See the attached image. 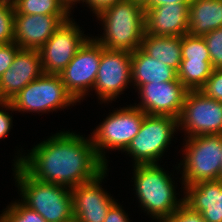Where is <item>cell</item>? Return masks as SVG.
Returning a JSON list of instances; mask_svg holds the SVG:
<instances>
[{"instance_id":"cell-1","label":"cell","mask_w":222,"mask_h":222,"mask_svg":"<svg viewBox=\"0 0 222 222\" xmlns=\"http://www.w3.org/2000/svg\"><path fill=\"white\" fill-rule=\"evenodd\" d=\"M80 134L59 130L27 150L28 153H23L22 147L18 149L12 163L44 183L69 188L87 183L108 166L96 153L90 134L88 137Z\"/></svg>"},{"instance_id":"cell-2","label":"cell","mask_w":222,"mask_h":222,"mask_svg":"<svg viewBox=\"0 0 222 222\" xmlns=\"http://www.w3.org/2000/svg\"><path fill=\"white\" fill-rule=\"evenodd\" d=\"M95 16L104 31L94 39L104 48L129 53L140 48L145 34L143 0H121Z\"/></svg>"},{"instance_id":"cell-3","label":"cell","mask_w":222,"mask_h":222,"mask_svg":"<svg viewBox=\"0 0 222 222\" xmlns=\"http://www.w3.org/2000/svg\"><path fill=\"white\" fill-rule=\"evenodd\" d=\"M132 173L135 197L152 221L164 222L184 203V192L177 196L174 175L160 164L134 165Z\"/></svg>"},{"instance_id":"cell-4","label":"cell","mask_w":222,"mask_h":222,"mask_svg":"<svg viewBox=\"0 0 222 222\" xmlns=\"http://www.w3.org/2000/svg\"><path fill=\"white\" fill-rule=\"evenodd\" d=\"M13 178L21 201L46 222H62L73 216L71 188L44 183L31 177L19 164H12Z\"/></svg>"},{"instance_id":"cell-5","label":"cell","mask_w":222,"mask_h":222,"mask_svg":"<svg viewBox=\"0 0 222 222\" xmlns=\"http://www.w3.org/2000/svg\"><path fill=\"white\" fill-rule=\"evenodd\" d=\"M180 148L183 159L177 170H181V190L185 185L217 180L221 170L222 134L201 135L183 138ZM183 149V150H182Z\"/></svg>"},{"instance_id":"cell-6","label":"cell","mask_w":222,"mask_h":222,"mask_svg":"<svg viewBox=\"0 0 222 222\" xmlns=\"http://www.w3.org/2000/svg\"><path fill=\"white\" fill-rule=\"evenodd\" d=\"M145 115L134 104L122 108L120 106L119 109L110 111L90 133L96 153L107 166V152L118 150L122 153L139 132Z\"/></svg>"},{"instance_id":"cell-7","label":"cell","mask_w":222,"mask_h":222,"mask_svg":"<svg viewBox=\"0 0 222 222\" xmlns=\"http://www.w3.org/2000/svg\"><path fill=\"white\" fill-rule=\"evenodd\" d=\"M176 132L177 118L146 114L139 132L123 153L131 157V166L159 164Z\"/></svg>"},{"instance_id":"cell-8","label":"cell","mask_w":222,"mask_h":222,"mask_svg":"<svg viewBox=\"0 0 222 222\" xmlns=\"http://www.w3.org/2000/svg\"><path fill=\"white\" fill-rule=\"evenodd\" d=\"M15 113L43 115L77 105L58 74L43 73L9 101ZM17 111V112H16Z\"/></svg>"},{"instance_id":"cell-9","label":"cell","mask_w":222,"mask_h":222,"mask_svg":"<svg viewBox=\"0 0 222 222\" xmlns=\"http://www.w3.org/2000/svg\"><path fill=\"white\" fill-rule=\"evenodd\" d=\"M177 123L184 138L222 134V102L200 90L188 91Z\"/></svg>"},{"instance_id":"cell-10","label":"cell","mask_w":222,"mask_h":222,"mask_svg":"<svg viewBox=\"0 0 222 222\" xmlns=\"http://www.w3.org/2000/svg\"><path fill=\"white\" fill-rule=\"evenodd\" d=\"M131 81V53L110 50L102 46V55L93 90L100 104L119 99Z\"/></svg>"},{"instance_id":"cell-11","label":"cell","mask_w":222,"mask_h":222,"mask_svg":"<svg viewBox=\"0 0 222 222\" xmlns=\"http://www.w3.org/2000/svg\"><path fill=\"white\" fill-rule=\"evenodd\" d=\"M73 16L54 32L47 42L38 50L43 72L60 74L70 63L83 44L90 38L84 34Z\"/></svg>"},{"instance_id":"cell-12","label":"cell","mask_w":222,"mask_h":222,"mask_svg":"<svg viewBox=\"0 0 222 222\" xmlns=\"http://www.w3.org/2000/svg\"><path fill=\"white\" fill-rule=\"evenodd\" d=\"M90 36L59 74L67 91L79 103L92 95L90 91H93L102 55V45Z\"/></svg>"},{"instance_id":"cell-13","label":"cell","mask_w":222,"mask_h":222,"mask_svg":"<svg viewBox=\"0 0 222 222\" xmlns=\"http://www.w3.org/2000/svg\"><path fill=\"white\" fill-rule=\"evenodd\" d=\"M136 91L140 102L134 106L145 114L178 118L189 90L176 79L143 84Z\"/></svg>"},{"instance_id":"cell-14","label":"cell","mask_w":222,"mask_h":222,"mask_svg":"<svg viewBox=\"0 0 222 222\" xmlns=\"http://www.w3.org/2000/svg\"><path fill=\"white\" fill-rule=\"evenodd\" d=\"M109 168L95 179L71 188L73 216L80 222H104L110 207L117 201L102 188ZM104 180V181H103Z\"/></svg>"},{"instance_id":"cell-15","label":"cell","mask_w":222,"mask_h":222,"mask_svg":"<svg viewBox=\"0 0 222 222\" xmlns=\"http://www.w3.org/2000/svg\"><path fill=\"white\" fill-rule=\"evenodd\" d=\"M71 16L15 14L14 42L20 49L39 50Z\"/></svg>"},{"instance_id":"cell-16","label":"cell","mask_w":222,"mask_h":222,"mask_svg":"<svg viewBox=\"0 0 222 222\" xmlns=\"http://www.w3.org/2000/svg\"><path fill=\"white\" fill-rule=\"evenodd\" d=\"M43 73L39 51L20 49L11 67L0 77V101L9 102Z\"/></svg>"},{"instance_id":"cell-17","label":"cell","mask_w":222,"mask_h":222,"mask_svg":"<svg viewBox=\"0 0 222 222\" xmlns=\"http://www.w3.org/2000/svg\"><path fill=\"white\" fill-rule=\"evenodd\" d=\"M190 3H171L145 8V33L156 36H178L188 33Z\"/></svg>"},{"instance_id":"cell-18","label":"cell","mask_w":222,"mask_h":222,"mask_svg":"<svg viewBox=\"0 0 222 222\" xmlns=\"http://www.w3.org/2000/svg\"><path fill=\"white\" fill-rule=\"evenodd\" d=\"M184 203L201 213L206 222H222V181L217 179L185 185Z\"/></svg>"},{"instance_id":"cell-19","label":"cell","mask_w":222,"mask_h":222,"mask_svg":"<svg viewBox=\"0 0 222 222\" xmlns=\"http://www.w3.org/2000/svg\"><path fill=\"white\" fill-rule=\"evenodd\" d=\"M177 71L167 64L147 55L141 48L131 53L132 88L137 90L147 83L175 81Z\"/></svg>"},{"instance_id":"cell-20","label":"cell","mask_w":222,"mask_h":222,"mask_svg":"<svg viewBox=\"0 0 222 222\" xmlns=\"http://www.w3.org/2000/svg\"><path fill=\"white\" fill-rule=\"evenodd\" d=\"M188 27L192 36H203L222 27V0H191Z\"/></svg>"},{"instance_id":"cell-21","label":"cell","mask_w":222,"mask_h":222,"mask_svg":"<svg viewBox=\"0 0 222 222\" xmlns=\"http://www.w3.org/2000/svg\"><path fill=\"white\" fill-rule=\"evenodd\" d=\"M140 48L150 57L178 71L182 61V36H156L145 33Z\"/></svg>"},{"instance_id":"cell-22","label":"cell","mask_w":222,"mask_h":222,"mask_svg":"<svg viewBox=\"0 0 222 222\" xmlns=\"http://www.w3.org/2000/svg\"><path fill=\"white\" fill-rule=\"evenodd\" d=\"M213 70L211 61H181L177 77L189 91L200 90Z\"/></svg>"},{"instance_id":"cell-23","label":"cell","mask_w":222,"mask_h":222,"mask_svg":"<svg viewBox=\"0 0 222 222\" xmlns=\"http://www.w3.org/2000/svg\"><path fill=\"white\" fill-rule=\"evenodd\" d=\"M15 14L72 15L61 0H15Z\"/></svg>"},{"instance_id":"cell-24","label":"cell","mask_w":222,"mask_h":222,"mask_svg":"<svg viewBox=\"0 0 222 222\" xmlns=\"http://www.w3.org/2000/svg\"><path fill=\"white\" fill-rule=\"evenodd\" d=\"M0 222H46L36 211L26 206L20 198L10 202L0 214Z\"/></svg>"},{"instance_id":"cell-25","label":"cell","mask_w":222,"mask_h":222,"mask_svg":"<svg viewBox=\"0 0 222 222\" xmlns=\"http://www.w3.org/2000/svg\"><path fill=\"white\" fill-rule=\"evenodd\" d=\"M182 61H211L203 36H182Z\"/></svg>"},{"instance_id":"cell-26","label":"cell","mask_w":222,"mask_h":222,"mask_svg":"<svg viewBox=\"0 0 222 222\" xmlns=\"http://www.w3.org/2000/svg\"><path fill=\"white\" fill-rule=\"evenodd\" d=\"M14 16L13 2H0V45L14 42Z\"/></svg>"},{"instance_id":"cell-27","label":"cell","mask_w":222,"mask_h":222,"mask_svg":"<svg viewBox=\"0 0 222 222\" xmlns=\"http://www.w3.org/2000/svg\"><path fill=\"white\" fill-rule=\"evenodd\" d=\"M207 44L211 65L214 69H222V27L203 35Z\"/></svg>"},{"instance_id":"cell-28","label":"cell","mask_w":222,"mask_h":222,"mask_svg":"<svg viewBox=\"0 0 222 222\" xmlns=\"http://www.w3.org/2000/svg\"><path fill=\"white\" fill-rule=\"evenodd\" d=\"M200 91L211 99L222 102V69H214Z\"/></svg>"},{"instance_id":"cell-29","label":"cell","mask_w":222,"mask_h":222,"mask_svg":"<svg viewBox=\"0 0 222 222\" xmlns=\"http://www.w3.org/2000/svg\"><path fill=\"white\" fill-rule=\"evenodd\" d=\"M164 222H206L201 213L193 211L188 205L183 203Z\"/></svg>"},{"instance_id":"cell-30","label":"cell","mask_w":222,"mask_h":222,"mask_svg":"<svg viewBox=\"0 0 222 222\" xmlns=\"http://www.w3.org/2000/svg\"><path fill=\"white\" fill-rule=\"evenodd\" d=\"M4 108V109H3ZM7 111V112H6ZM14 109L10 102L0 101V140L8 136V133L13 129V114Z\"/></svg>"},{"instance_id":"cell-31","label":"cell","mask_w":222,"mask_h":222,"mask_svg":"<svg viewBox=\"0 0 222 222\" xmlns=\"http://www.w3.org/2000/svg\"><path fill=\"white\" fill-rule=\"evenodd\" d=\"M19 50L20 48L15 42L0 45V77L11 67L13 59Z\"/></svg>"},{"instance_id":"cell-32","label":"cell","mask_w":222,"mask_h":222,"mask_svg":"<svg viewBox=\"0 0 222 222\" xmlns=\"http://www.w3.org/2000/svg\"><path fill=\"white\" fill-rule=\"evenodd\" d=\"M118 200L110 207L106 214L104 222H130L128 213L124 210L123 206L119 204Z\"/></svg>"},{"instance_id":"cell-33","label":"cell","mask_w":222,"mask_h":222,"mask_svg":"<svg viewBox=\"0 0 222 222\" xmlns=\"http://www.w3.org/2000/svg\"><path fill=\"white\" fill-rule=\"evenodd\" d=\"M118 1L121 0H85V3L82 4L88 7L90 9V12L92 11V16H94V14L96 15L105 7L111 6Z\"/></svg>"},{"instance_id":"cell-34","label":"cell","mask_w":222,"mask_h":222,"mask_svg":"<svg viewBox=\"0 0 222 222\" xmlns=\"http://www.w3.org/2000/svg\"><path fill=\"white\" fill-rule=\"evenodd\" d=\"M191 0H143L144 7H155L171 3H190Z\"/></svg>"},{"instance_id":"cell-35","label":"cell","mask_w":222,"mask_h":222,"mask_svg":"<svg viewBox=\"0 0 222 222\" xmlns=\"http://www.w3.org/2000/svg\"><path fill=\"white\" fill-rule=\"evenodd\" d=\"M65 6L72 12L74 6L80 3H84L85 0H61Z\"/></svg>"},{"instance_id":"cell-36","label":"cell","mask_w":222,"mask_h":222,"mask_svg":"<svg viewBox=\"0 0 222 222\" xmlns=\"http://www.w3.org/2000/svg\"><path fill=\"white\" fill-rule=\"evenodd\" d=\"M62 222H80L75 216H72L70 219L62 221Z\"/></svg>"},{"instance_id":"cell-37","label":"cell","mask_w":222,"mask_h":222,"mask_svg":"<svg viewBox=\"0 0 222 222\" xmlns=\"http://www.w3.org/2000/svg\"><path fill=\"white\" fill-rule=\"evenodd\" d=\"M219 180L222 181V159H221V170H220V173H219Z\"/></svg>"},{"instance_id":"cell-38","label":"cell","mask_w":222,"mask_h":222,"mask_svg":"<svg viewBox=\"0 0 222 222\" xmlns=\"http://www.w3.org/2000/svg\"><path fill=\"white\" fill-rule=\"evenodd\" d=\"M2 1H10V2H14L15 0H2Z\"/></svg>"}]
</instances>
